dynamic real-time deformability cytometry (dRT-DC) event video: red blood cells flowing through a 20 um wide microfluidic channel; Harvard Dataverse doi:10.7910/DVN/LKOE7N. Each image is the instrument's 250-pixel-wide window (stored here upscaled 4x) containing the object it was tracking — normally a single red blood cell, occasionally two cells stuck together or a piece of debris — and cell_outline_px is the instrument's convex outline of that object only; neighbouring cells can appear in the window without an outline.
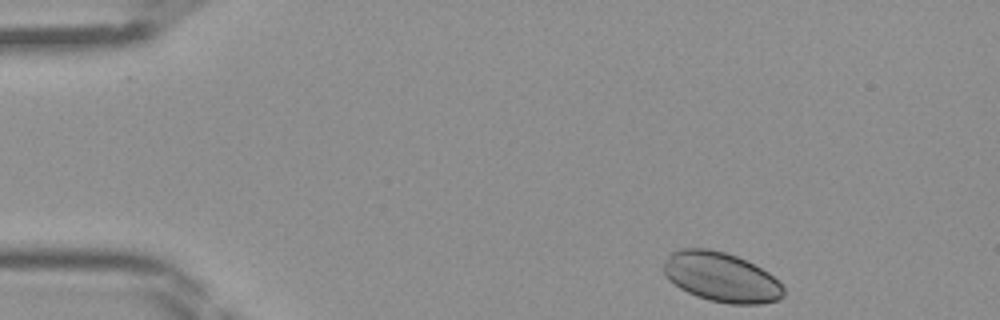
{"species": "Egyptian fruit bat (a non-hibernating species)", "species_latin": "Rousettus aegyptiacus", "temperature_condition": "room temperature", "stored_images_in_passage": 40, "camera_frame_rate_fps": 3000, "um_per_image_px": 0.085, "frame": {"image": 1, "passage_image": 1, "time_ms": 0.0, "image_size_px": [1000, 320], "cell_outline_px": [[784, 296], [780, 300], [760, 304], [728, 304], [708, 300], [696, 296], [680, 288], [668, 280], [664, 272], [664, 264], [672, 252], [680, 248], [708, 248], [724, 252], [736, 256], [768, 272], [784, 288]], "centroid_in_image_um": [61.3, 23.57], "position_along_channel_um": 23.7, "area_um2": 34.51}}
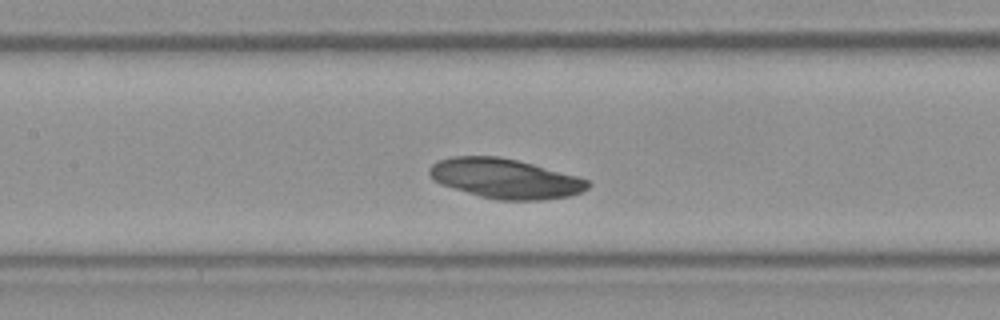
{"frame": {"image": 2, "passage_image": 16, "time_ms": 5.0, "image_size_px": [1000, 320], "cell_outline_px": [[592, 184], [584, 192], [568, 196], [544, 200], [496, 200], [480, 196], [440, 184], [432, 180], [428, 172], [428, 168], [436, 160], [452, 156], [500, 156], [580, 176], [588, 180]], "centroid_in_image_um": [42.95, 15.17], "position_along_channel_um": 164.5, "area_um2": 37.05}}
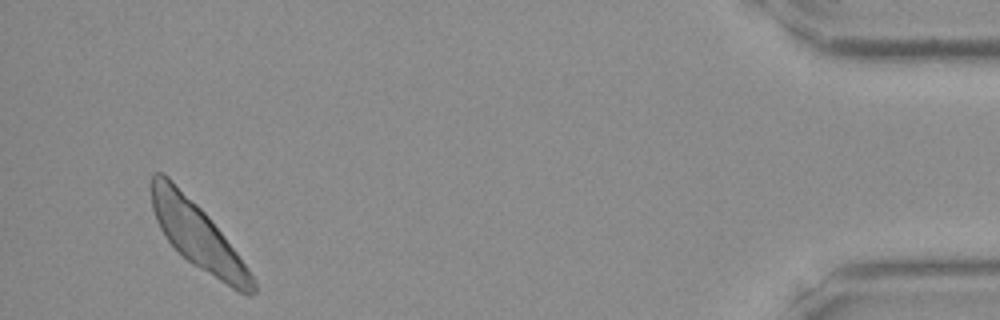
{"frame": {"image": 3, "passage_image": 38, "time_ms": 12.333, "image_size_px": [1000, 320], "cell_outline_px": [[256, 292], [252, 296], [248, 296], [232, 288], [192, 264], [168, 240], [160, 228], [156, 220], [152, 208], [152, 176], [156, 172], [164, 172], [208, 216], [236, 252], [248, 268], [256, 284]], "centroid_in_image_um": [16.81, 20.04], "position_along_channel_um": 418.4, "area_um2": 37.97}}